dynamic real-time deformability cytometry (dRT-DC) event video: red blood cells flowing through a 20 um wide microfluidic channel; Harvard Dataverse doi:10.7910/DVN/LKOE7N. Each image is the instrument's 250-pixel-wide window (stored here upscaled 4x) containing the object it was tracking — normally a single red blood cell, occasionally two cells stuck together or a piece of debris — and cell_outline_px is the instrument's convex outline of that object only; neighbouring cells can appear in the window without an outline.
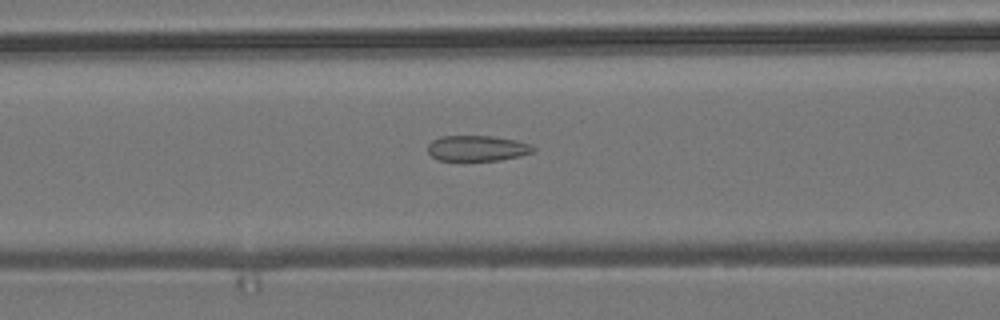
{"species": "common noctule bat (a hibernating species)", "species_latin": "Nyctalus noctula", "temperature_condition": "room temperature", "stored_images_in_passage": 55, "camera_frame_rate_fps": 3000, "um_per_image_px": 0.085, "animal": {"sex": "male", "body_mass_g": 19.2, "forearm_length_mm": 51.8}, "frame": {"image": 1, "passage_image": 22, "time_ms": 7.0, "image_size_px": [1000, 320], "cell_outline_px": [[536, 152], [520, 156], [500, 160], [436, 160], [428, 152], [428, 144], [432, 140], [440, 136], [492, 136], [516, 140], [532, 144], [536, 148]], "centroid_in_image_um": [40.6, 12.6], "position_along_channel_um": 126.0, "area_um2": 15.9}}
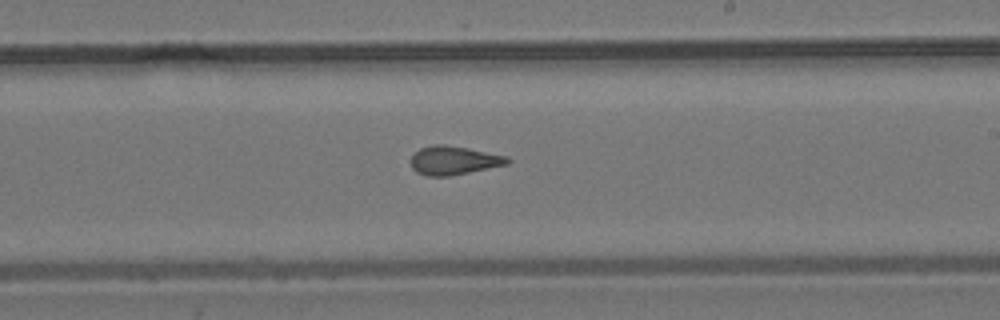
{"frame": {"image": 2, "passage_image": 32, "time_ms": 10.333, "image_size_px": [1000, 320], "cell_outline_px": [[512, 160], [508, 164], [448, 176], [428, 176], [416, 172], [412, 168], [412, 156], [420, 148], [436, 144], [444, 144], [468, 148], [508, 156]], "centroid_in_image_um": [38.59, 13.63], "position_along_channel_um": 250.4, "area_um2": 16.01}}
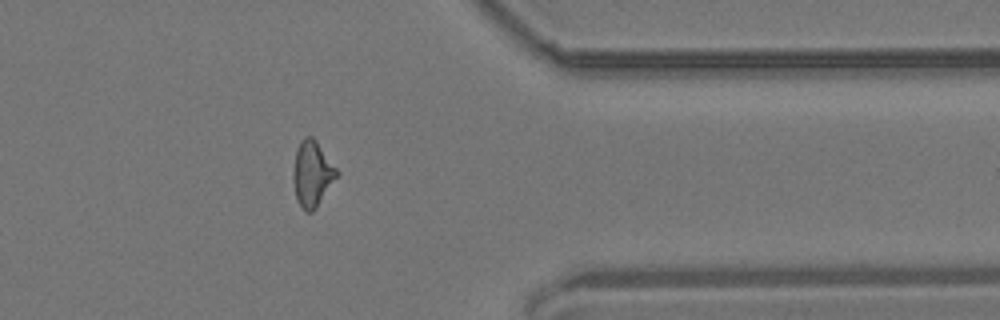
{"frame": {"image": 3, "passage_image": 44, "time_ms": 14.333, "image_size_px": [1000, 320], "cell_outline_px": [[340, 172], [316, 208], [312, 212], [304, 212], [296, 200], [292, 180], [292, 172], [296, 152], [300, 140], [304, 136], [312, 136], [316, 140]], "centroid_in_image_um": [26.52, 14.78], "position_along_channel_um": 384.9, "area_um2": 16.88}, "authors_computed_cell_mechanics": {"area_um2": 16.4152, "velocity_mm_per_s": 3.7379, "shape_relaxation_time_tau1_ms": null, "shape_relaxation_time_tau2_ms": 2.1393, "deformation_change_tau1": null, "deformation_change_tau2": 0.1012}}